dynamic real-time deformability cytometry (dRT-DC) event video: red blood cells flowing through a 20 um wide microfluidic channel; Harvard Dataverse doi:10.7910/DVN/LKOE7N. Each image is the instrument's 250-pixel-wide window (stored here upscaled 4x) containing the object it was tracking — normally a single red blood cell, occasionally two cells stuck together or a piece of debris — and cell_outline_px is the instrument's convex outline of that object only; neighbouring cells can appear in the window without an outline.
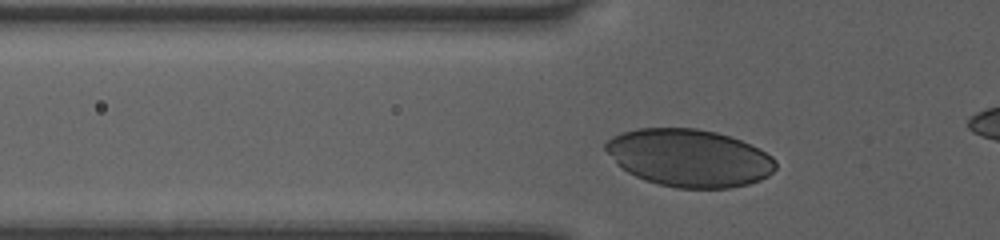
{"species": "human", "species_latin": "Homo sapiens", "temperature_condition": "room temperature", "stored_images_in_passage": 26, "camera_frame_rate_fps": 3000, "um_per_image_px": 0.085, "donor": {"sex": "female"}, "frame": {"image": 1, "passage_image": 3, "time_ms": 0.667, "image_size_px": [1000, 240], "cell_outline_px": [[776, 168], [768, 176], [760, 180], [748, 184], [728, 188], [676, 188], [660, 184], [636, 176], [620, 168], [616, 164], [604, 148], [604, 144], [612, 136], [636, 128], [696, 128], [716, 132], [740, 140], [772, 156], [776, 160]], "centroid_in_image_um": [58.56, 13.42], "position_along_channel_um": 67.2, "area_um2": 56.82}}
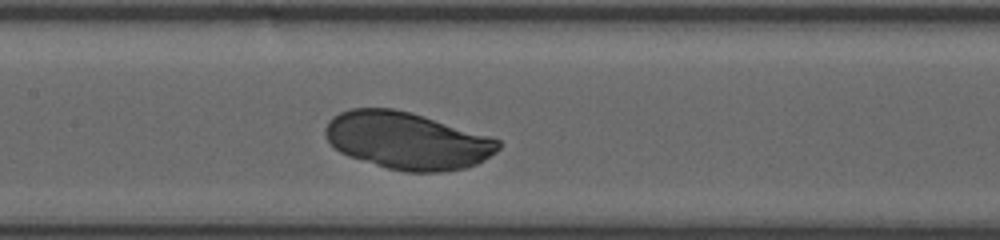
{"frame": {"image": 2, "passage_image": 10, "time_ms": 3.0, "image_size_px": [1000, 240], "cell_outline_px": [[500, 148], [496, 152], [484, 160], [476, 164], [464, 168], [444, 172], [408, 172], [388, 168], [348, 156], [340, 152], [324, 136], [324, 128], [328, 120], [332, 116], [340, 112], [352, 108], [392, 108], [424, 116], [488, 136], [500, 140]], "centroid_in_image_um": [34.58, 11.96], "position_along_channel_um": 172.8, "area_um2": 57.4}}
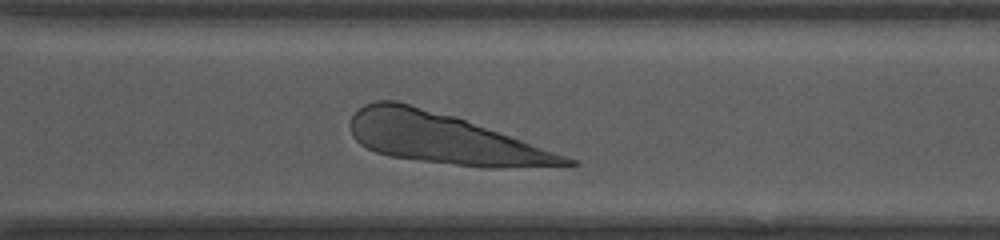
{"frame": {"image": 3, "passage_image": 21, "time_ms": 6.667, "image_size_px": [1000, 240], "cell_outline_px": [[580, 164], [496, 168], [488, 168], [388, 156], [376, 152], [360, 144], [352, 136], [348, 124], [352, 116], [364, 104], [376, 100], [396, 100], [456, 116], [576, 160]], "centroid_in_image_um": [37.63, 11.75], "position_along_channel_um": 333.0, "area_um2": 62.37}}